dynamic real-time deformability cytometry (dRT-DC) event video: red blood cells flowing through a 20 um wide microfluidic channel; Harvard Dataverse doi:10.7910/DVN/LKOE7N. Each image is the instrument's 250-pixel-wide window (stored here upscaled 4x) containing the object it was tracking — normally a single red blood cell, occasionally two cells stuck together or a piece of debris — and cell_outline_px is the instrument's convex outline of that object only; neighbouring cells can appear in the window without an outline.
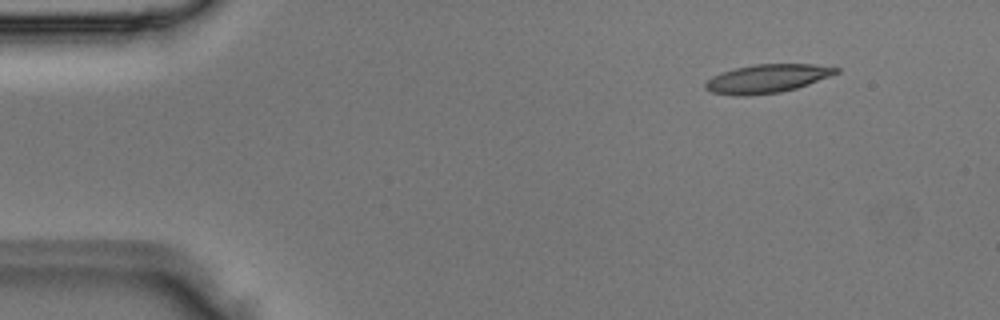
{"species": "Egyptian fruit bat (a non-hibernating species)", "species_latin": "Rousettus aegyptiacus", "temperature_condition": "room temperature", "stored_images_in_passage": 2, "camera_frame_rate_fps": 3000, "um_per_image_px": 0.085, "animal": {"sex": "male"}, "frame": {"image": 1, "passage_image": 1, "time_ms": 0.0, "image_size_px": [1000, 320], "cell_outline_px": [[840, 72], [808, 84], [796, 88], [780, 92], [744, 96], [736, 96], [712, 92], [704, 88], [704, 84], [712, 76], [720, 72], [752, 64], [812, 64], [840, 68]], "centroid_in_image_um": [65.18, 6.68], "position_along_channel_um": 19.8, "area_um2": 21.68}}